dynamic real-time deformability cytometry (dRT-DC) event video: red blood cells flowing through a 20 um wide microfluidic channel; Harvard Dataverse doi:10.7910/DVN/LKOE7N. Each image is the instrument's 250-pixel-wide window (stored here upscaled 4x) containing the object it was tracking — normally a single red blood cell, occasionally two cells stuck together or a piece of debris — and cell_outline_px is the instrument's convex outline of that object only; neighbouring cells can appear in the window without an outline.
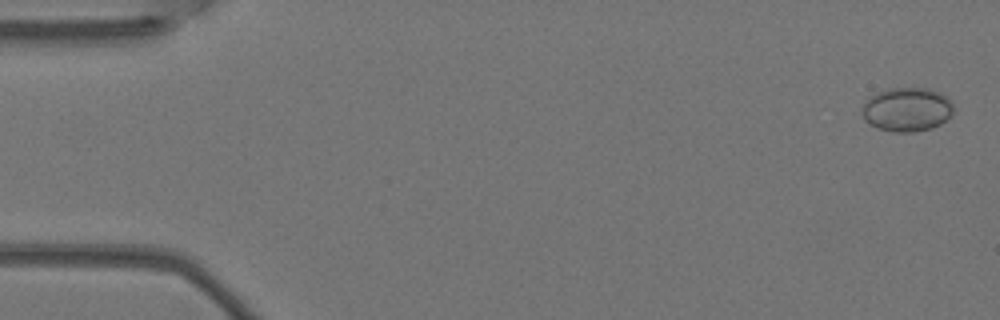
{"species": "Egyptian fruit bat (a non-hibernating species)", "species_latin": "Rousettus aegyptiacus", "temperature_condition": "warm", "stored_images_in_passage": 4, "camera_frame_rate_fps": 3000, "um_per_image_px": 0.085, "animal": {"sex": "female"}, "frame": {"image": 1, "passage_image": 1, "time_ms": 0.0, "image_size_px": [1000, 320], "cell_outline_px": [[952, 116], [940, 124], [932, 128], [916, 132], [892, 132], [876, 128], [868, 124], [864, 120], [860, 112], [860, 108], [876, 92], [892, 88], [928, 88], [940, 92], [948, 96], [952, 100]], "centroid_in_image_um": [77.09, 9.32], "position_along_channel_um": 7.9, "area_um2": 23.87}}
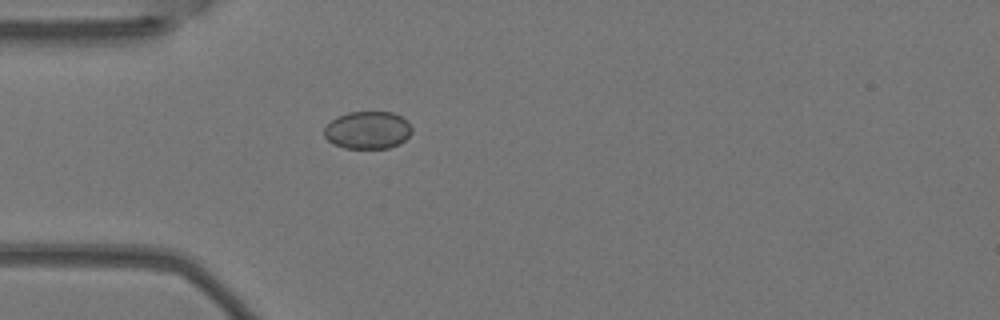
{"frame": {"image": 2, "passage_image": 4, "time_ms": 1.0, "image_size_px": [1000, 320], "cell_outline_px": [[412, 132], [400, 144], [388, 148], [344, 148], [332, 144], [324, 136], [324, 128], [336, 116], [348, 112], [392, 112], [408, 120], [412, 128]], "centroid_in_image_um": [31.25, 11.06], "position_along_channel_um": 53.7, "area_um2": 19.36}}